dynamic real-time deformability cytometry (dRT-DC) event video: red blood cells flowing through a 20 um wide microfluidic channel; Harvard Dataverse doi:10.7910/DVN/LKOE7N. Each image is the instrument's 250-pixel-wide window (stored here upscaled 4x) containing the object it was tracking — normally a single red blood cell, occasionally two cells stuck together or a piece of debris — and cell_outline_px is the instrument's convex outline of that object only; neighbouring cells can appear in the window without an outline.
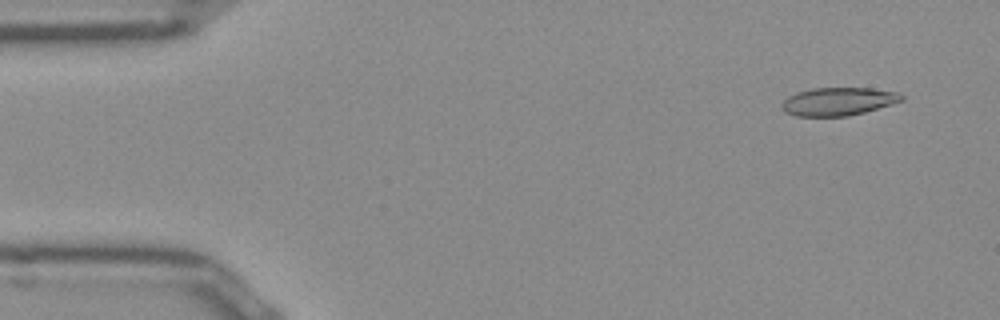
{"species": "Egyptian fruit bat (a non-hibernating species)", "species_latin": "Rousettus aegyptiacus", "temperature_condition": "room temperature", "stored_images_in_passage": 52, "camera_frame_rate_fps": 3000, "um_per_image_px": 0.085, "frame": {"image": 1, "passage_image": 4, "time_ms": 1.0, "image_size_px": [1000, 320], "cell_outline_px": [[904, 100], [864, 112], [848, 116], [796, 116], [784, 112], [780, 108], [780, 104], [788, 96], [796, 92], [816, 88], [868, 88], [896, 92], [904, 96]], "centroid_in_image_um": [71.2, 8.63], "position_along_channel_um": 13.8, "area_um2": 19.54}}
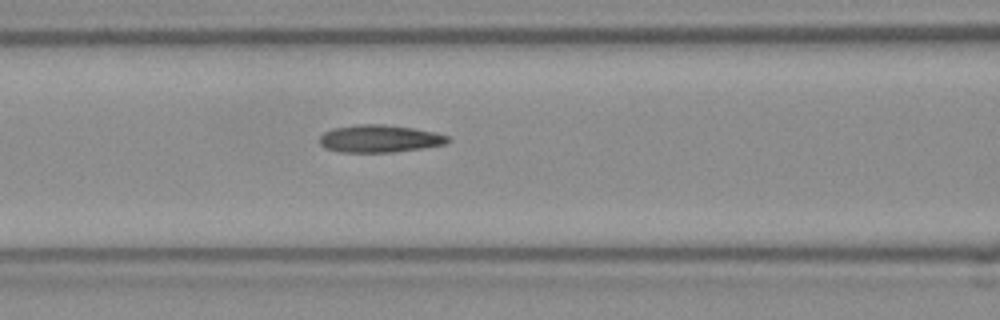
{"frame": {"image": 2, "passage_image": 21, "time_ms": 6.667, "image_size_px": [1000, 320], "cell_outline_px": [[452, 140], [444, 144], [420, 148], [392, 152], [340, 152], [324, 148], [320, 144], [320, 136], [324, 132], [332, 128], [356, 124], [384, 124], [412, 128], [432, 132], [448, 136]], "centroid_in_image_um": [32.21, 11.78], "position_along_channel_um": 134.4, "area_um2": 20.46}}
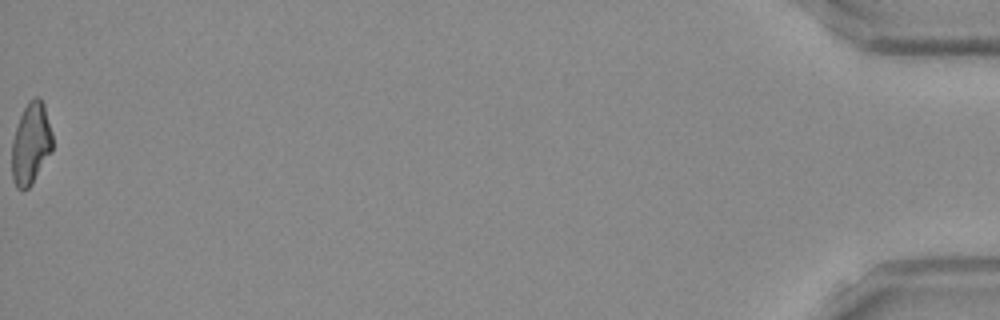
{"frame": {"image": 3, "passage_image": 52, "time_ms": 17.0, "image_size_px": [1000, 320], "cell_outline_px": [[52, 152], [32, 184], [24, 192], [16, 188], [12, 180], [12, 140], [20, 116], [28, 100], [36, 96], [40, 96], [44, 104], [52, 132]], "centroid_in_image_um": [2.63, 12.23], "position_along_channel_um": 432.6, "area_um2": 19.65}, "authors_computed_cell_mechanics": {"area_um2": 19.9699, "velocity_mm_per_s": 3.929, "shape_relaxation_time_tau1_ms": null, "shape_relaxation_time_tau2_ms": 4.0278, "deformation_change_tau1": null, "deformation_change_tau2": 0.1195}}